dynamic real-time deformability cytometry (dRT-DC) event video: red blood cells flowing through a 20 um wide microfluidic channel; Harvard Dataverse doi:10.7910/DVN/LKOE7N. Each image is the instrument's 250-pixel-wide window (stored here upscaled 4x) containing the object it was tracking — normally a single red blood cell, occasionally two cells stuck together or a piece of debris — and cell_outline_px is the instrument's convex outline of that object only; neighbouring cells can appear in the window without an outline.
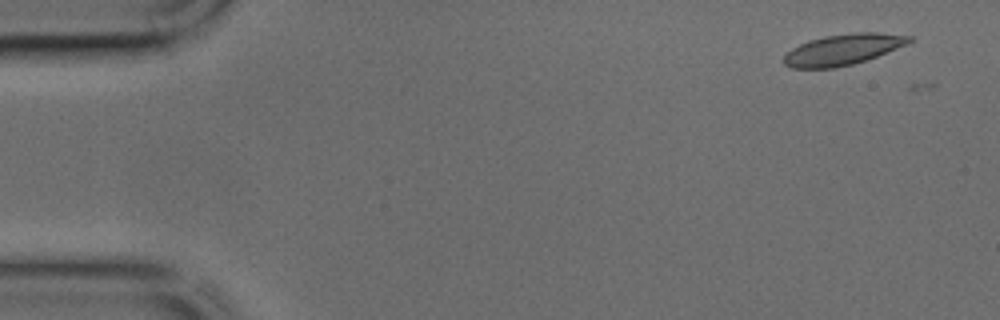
{"species": "common noctule bat (a hibernating species)", "species_latin": "Nyctalus noctula", "temperature_condition": "cold", "stored_images_in_passage": 2, "camera_frame_rate_fps": 3000, "um_per_image_px": 0.085, "animal": {"sex": "male", "body_mass_g": 17.9, "forearm_length_mm": 54.2}, "frame": {"image": 1, "passage_image": 1, "time_ms": 0.0, "image_size_px": [1000, 320], "cell_outline_px": [[912, 40], [908, 44], [876, 56], [852, 64], [836, 68], [792, 68], [784, 64], [784, 56], [792, 48], [800, 44], [824, 36], [856, 32], [876, 32], [912, 36]], "centroid_in_image_um": [71.66, 4.21], "position_along_channel_um": 13.3, "area_um2": 22.31}}